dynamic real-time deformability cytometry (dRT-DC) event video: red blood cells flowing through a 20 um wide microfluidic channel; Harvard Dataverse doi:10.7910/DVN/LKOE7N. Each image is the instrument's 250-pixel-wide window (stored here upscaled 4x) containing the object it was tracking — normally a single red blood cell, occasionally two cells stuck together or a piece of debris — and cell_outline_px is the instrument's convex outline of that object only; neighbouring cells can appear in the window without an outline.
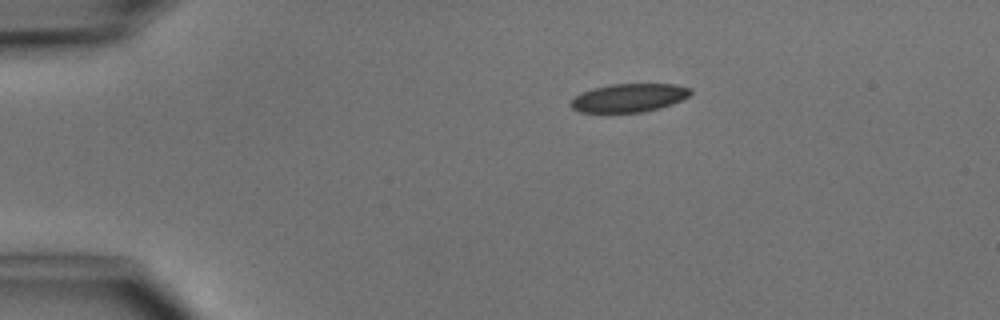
{"species": "common noctule bat (a hibernating species)", "species_latin": "Nyctalus noctula", "temperature_condition": "cold", "stored_images_in_passage": 4, "camera_frame_rate_fps": 3000, "um_per_image_px": 0.085, "animal": {"sex": "male", "body_mass_g": 15.6}, "frame": {"image": 1, "passage_image": 1, "time_ms": 0.0, "image_size_px": [1000, 320], "cell_outline_px": [[692, 92], [688, 96], [672, 104], [660, 108], [644, 112], [580, 112], [572, 108], [568, 104], [576, 96], [592, 88], [612, 84], [676, 84], [692, 88]], "centroid_in_image_um": [53.48, 8.31], "position_along_channel_um": 31.5, "area_um2": 19.77}}
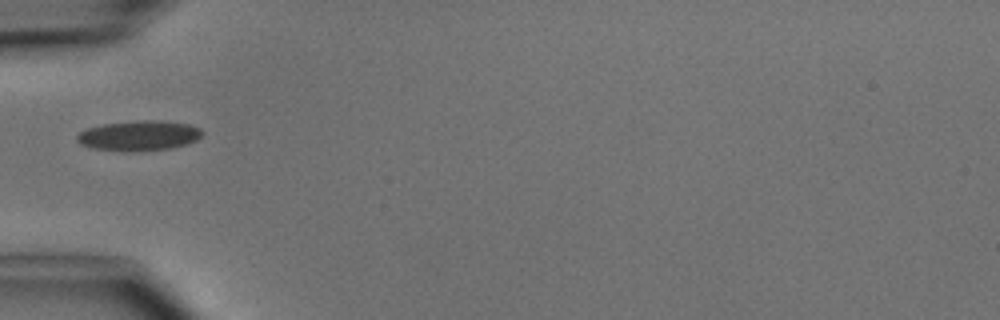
{"frame": {"image": 2, "passage_image": 3, "time_ms": 2.333, "image_size_px": [1000, 320], "cell_outline_px": [[204, 132], [196, 140], [188, 144], [172, 148], [132, 152], [92, 148], [80, 144], [76, 140], [76, 136], [80, 132], [88, 128], [104, 124], [148, 120], [164, 120], [188, 124], [200, 128]], "centroid_in_image_um": [11.84, 11.54], "position_along_channel_um": 73.2, "area_um2": 21.96}}